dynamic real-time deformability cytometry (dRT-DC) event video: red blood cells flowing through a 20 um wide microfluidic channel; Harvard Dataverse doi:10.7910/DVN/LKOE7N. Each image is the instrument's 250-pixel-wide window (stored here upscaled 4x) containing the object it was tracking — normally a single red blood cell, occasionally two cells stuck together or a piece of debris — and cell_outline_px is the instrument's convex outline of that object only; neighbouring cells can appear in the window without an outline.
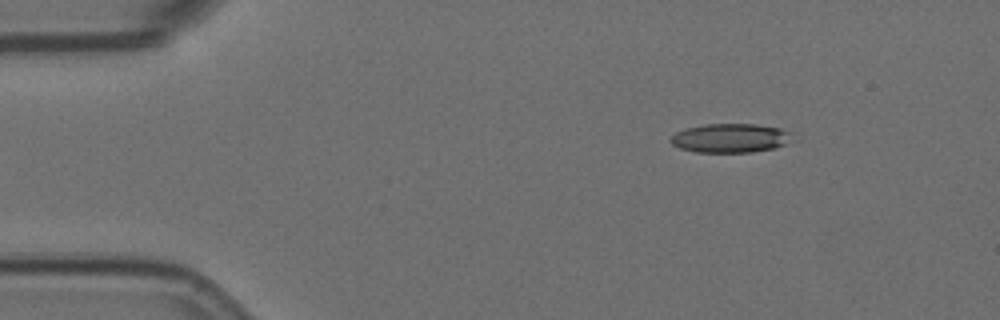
{"species": "Egyptian fruit bat (a non-hibernating species)", "species_latin": "Rousettus aegyptiacus", "temperature_condition": "room temperature", "stored_images_in_passage": 3, "camera_frame_rate_fps": 3000, "um_per_image_px": 0.085, "animal": {"sex": "female"}, "frame": {"image": 1, "passage_image": 1, "time_ms": 0.0, "image_size_px": [1000, 320], "cell_outline_px": [[796, 140], [776, 148], [752, 152], [696, 152], [680, 148], [672, 144], [668, 140], [676, 132], [688, 128], [704, 124], [756, 124], [780, 128], [792, 132]], "centroid_in_image_um": [62.16, 11.74], "position_along_channel_um": 22.8, "area_um2": 20.87}}
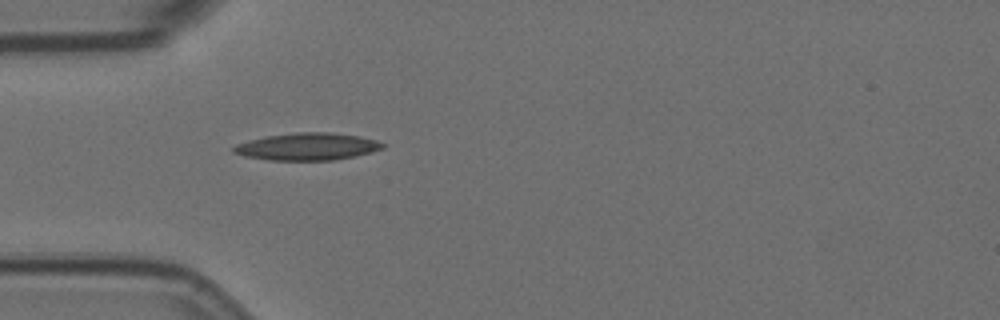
{"frame": {"image": 2, "passage_image": 3, "time_ms": 0.667, "image_size_px": [1000, 320], "cell_outline_px": [[388, 144], [384, 148], [372, 152], [332, 160], [268, 160], [244, 156], [232, 152], [232, 148], [236, 144], [268, 136], [296, 132], [332, 132], [360, 136], [376, 140]], "centroid_in_image_um": [26.16, 12.46], "position_along_channel_um": 58.8, "area_um2": 23.64}}